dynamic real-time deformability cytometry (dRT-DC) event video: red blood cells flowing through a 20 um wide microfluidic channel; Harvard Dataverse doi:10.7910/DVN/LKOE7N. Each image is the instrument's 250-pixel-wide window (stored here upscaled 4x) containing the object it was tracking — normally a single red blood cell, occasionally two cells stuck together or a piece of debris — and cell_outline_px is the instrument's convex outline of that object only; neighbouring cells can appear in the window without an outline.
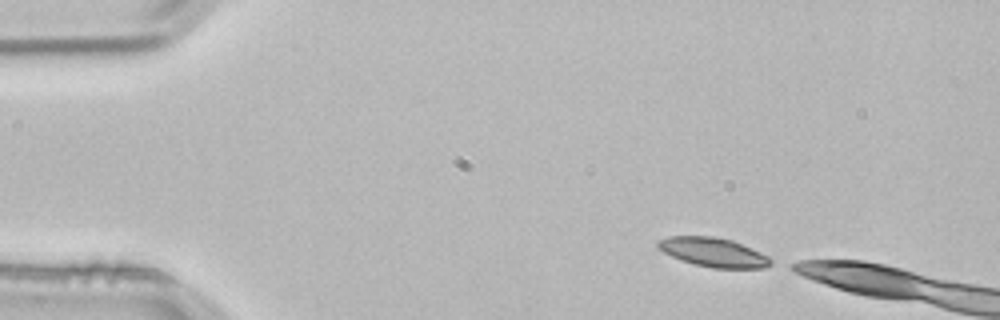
{"species": "common noctule bat (a hibernating species)", "species_latin": "Nyctalus noctula", "temperature_condition": "room temperature", "stored_images_in_passage": 3, "camera_frame_rate_fps": 3000, "um_per_image_px": 0.085, "animal": {"sex": "male", "body_mass_g": 21.5, "forearm_length_mm": 52.0}, "frame": {"image": 1, "passage_image": 1, "time_ms": 0.0, "image_size_px": [1000, 320], "cell_outline_px": [[772, 264], [764, 268], [712, 268], [680, 260], [664, 252], [656, 244], [660, 240], [668, 236], [712, 236], [732, 240], [760, 252], [768, 256], [772, 260]], "centroid_in_image_um": [60.65, 21.44], "position_along_channel_um": 24.3, "area_um2": 18.96}}